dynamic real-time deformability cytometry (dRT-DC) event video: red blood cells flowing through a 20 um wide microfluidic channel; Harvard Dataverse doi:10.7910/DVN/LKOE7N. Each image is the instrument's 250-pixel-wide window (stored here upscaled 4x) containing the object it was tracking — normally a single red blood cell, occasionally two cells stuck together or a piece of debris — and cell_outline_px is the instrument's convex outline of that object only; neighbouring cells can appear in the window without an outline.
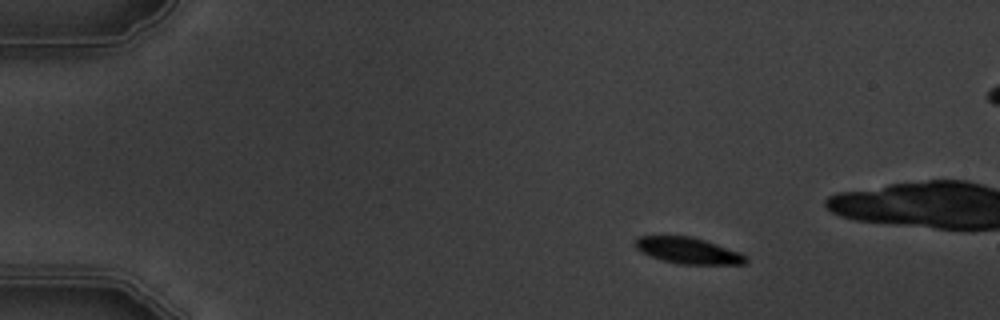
{"species": "common noctule bat (a hibernating species)", "species_latin": "Nyctalus noctula", "temperature_condition": "warm", "stored_images_in_passage": 7, "camera_frame_rate_fps": 3000, "um_per_image_px": 0.085, "animal": {"sex": "male", "body_mass_g": 19.5, "forearm_length_mm": 54.6}, "frame": {"image": 1, "passage_image": 3, "time_ms": 2.333, "image_size_px": [1000, 320], "cell_outline_px": [[748, 260], [744, 264], [680, 264], [664, 260], [640, 252], [636, 248], [636, 240], [640, 236], [688, 236], [704, 240], [740, 252]], "centroid_in_image_um": [58.49, 21.3], "position_along_channel_um": 26.5, "area_um2": 16.53}}
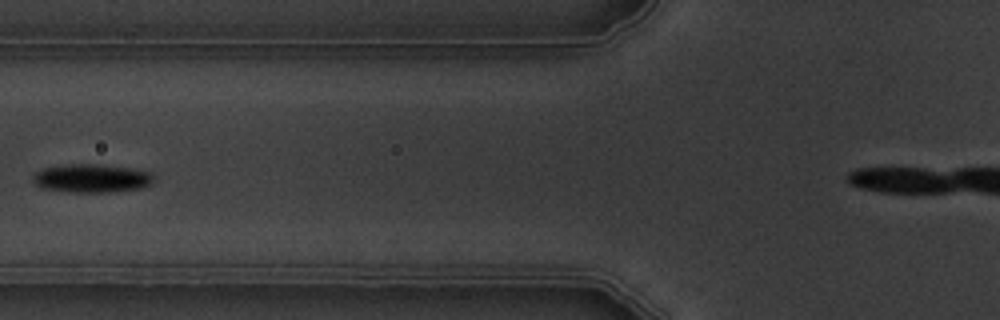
{"frame": {"image": 2, "passage_image": 7, "time_ms": 7.0, "image_size_px": [1000, 320], "cell_outline_px": [[152, 184], [140, 188], [108, 192], [72, 192], [40, 188], [32, 180], [32, 176], [36, 172], [44, 168], [64, 164], [100, 164], [128, 168], [152, 172]], "centroid_in_image_um": [7.75, 15.15], "position_along_channel_um": 118.0, "area_um2": 20.0}}